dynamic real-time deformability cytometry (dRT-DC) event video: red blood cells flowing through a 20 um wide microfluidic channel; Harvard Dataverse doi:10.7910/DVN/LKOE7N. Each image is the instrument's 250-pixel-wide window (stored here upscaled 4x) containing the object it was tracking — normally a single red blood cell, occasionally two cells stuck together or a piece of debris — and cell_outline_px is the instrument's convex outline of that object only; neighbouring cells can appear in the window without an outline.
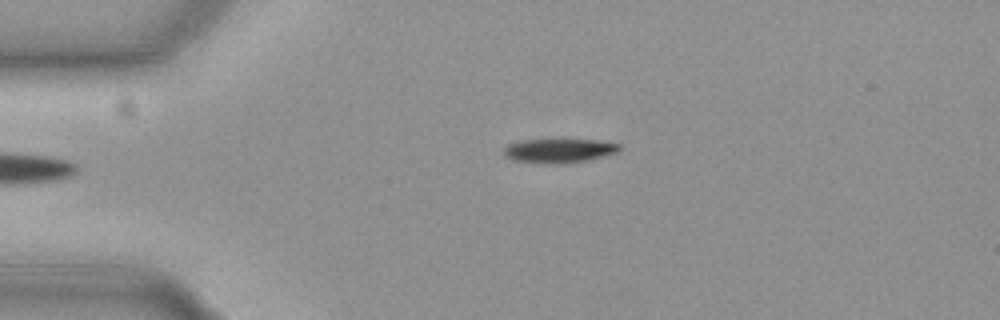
{"species": "common noctule bat (a hibernating species)", "species_latin": "Nyctalus noctula", "temperature_condition": "cold", "stored_images_in_passage": 39, "camera_frame_rate_fps": 3000, "um_per_image_px": 0.085, "animal": {"sex": "female", "body_mass_g": 19.3, "forearm_length_mm": 54.1}, "frame": {"image": 1, "passage_image": 1, "time_ms": 0.0, "image_size_px": [1000, 320], "cell_outline_px": [[620, 148], [616, 152], [588, 160], [564, 164], [544, 164], [512, 160], [504, 156], [504, 148], [508, 144], [520, 140], [596, 140], [620, 144]], "centroid_in_image_um": [47.46, 12.82], "position_along_channel_um": 37.5, "area_um2": 16.24}}
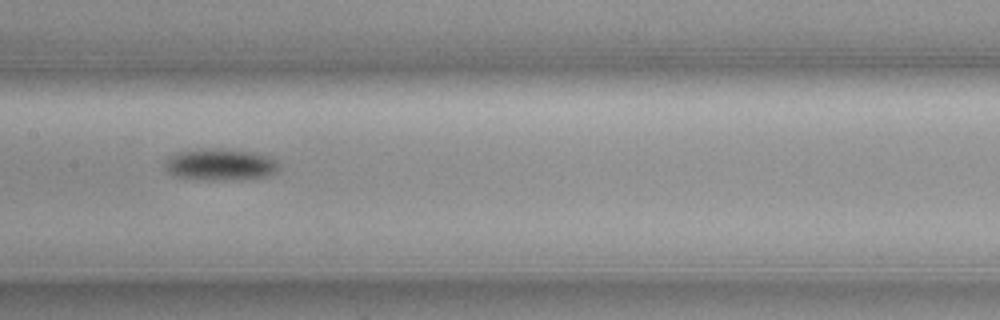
{"frame": {"image": 2, "passage_image": 16, "time_ms": 5.0, "image_size_px": [1000, 320], "cell_outline_px": [[280, 168], [276, 172], [264, 176], [212, 180], [172, 176], [164, 168], [164, 160], [168, 156], [176, 152], [204, 148], [220, 148], [256, 152], [272, 156], [280, 164]], "centroid_in_image_um": [18.69, 13.95], "position_along_channel_um": 188.7, "area_um2": 21.27}}
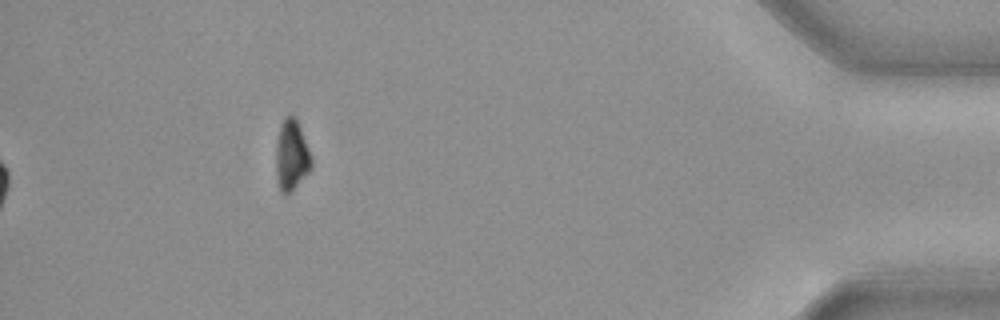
{"frame": {"image": 3, "passage_image": 39, "time_ms": 12.667, "image_size_px": [1000, 320], "cell_outline_px": [[312, 168], [288, 192], [280, 192], [276, 180], [276, 140], [280, 124], [284, 116], [292, 116], [296, 120], [300, 128], [312, 156]], "centroid_in_image_um": [24.76, 13.17], "position_along_channel_um": 410.4, "area_um2": 14.39}, "authors_computed_cell_mechanics": {"area_um2": 19.0162, "velocity_mm_per_s": 3.7104, "shape_relaxation_time_tau1_ms": 4.545, "shape_relaxation_time_tau2_ms": null, "deformation_change_tau1": 0.175, "deformation_change_tau2": null}}